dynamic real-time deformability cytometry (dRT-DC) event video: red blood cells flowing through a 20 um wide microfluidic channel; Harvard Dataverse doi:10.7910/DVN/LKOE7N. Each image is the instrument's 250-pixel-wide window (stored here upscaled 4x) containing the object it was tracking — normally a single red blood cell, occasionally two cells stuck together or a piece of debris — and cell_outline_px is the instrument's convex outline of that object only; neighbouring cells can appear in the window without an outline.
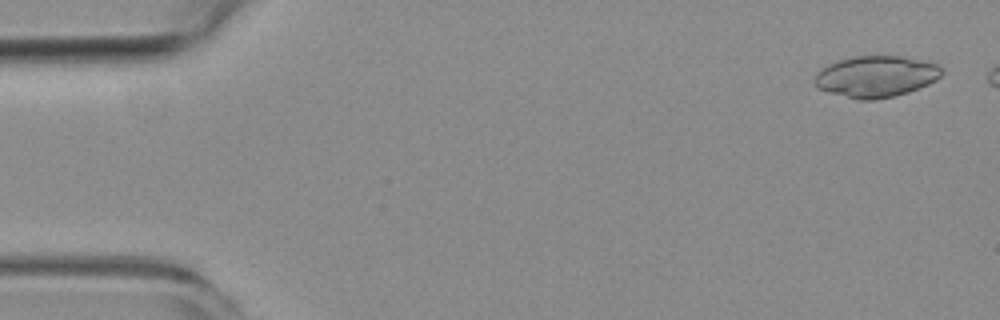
{"species": "common noctule bat (a hibernating species)", "species_latin": "Nyctalus noctula", "temperature_condition": "room temperature", "stored_images_in_passage": 7, "camera_frame_rate_fps": 3000, "um_per_image_px": 0.085, "animal": {"sex": "female", "body_mass_g": 19.3, "forearm_length_mm": 54.1}, "frame": {"image": 1, "passage_image": 1, "time_ms": 0.0, "image_size_px": [1000, 320], "cell_outline_px": [[944, 72], [936, 80], [928, 84], [908, 92], [876, 100], [860, 100], [828, 92], [816, 88], [812, 80], [816, 72], [820, 68], [836, 60], [856, 56], [904, 56], [936, 64]], "centroid_in_image_um": [74.4, 6.5], "position_along_channel_um": 10.6, "area_um2": 30.81}}
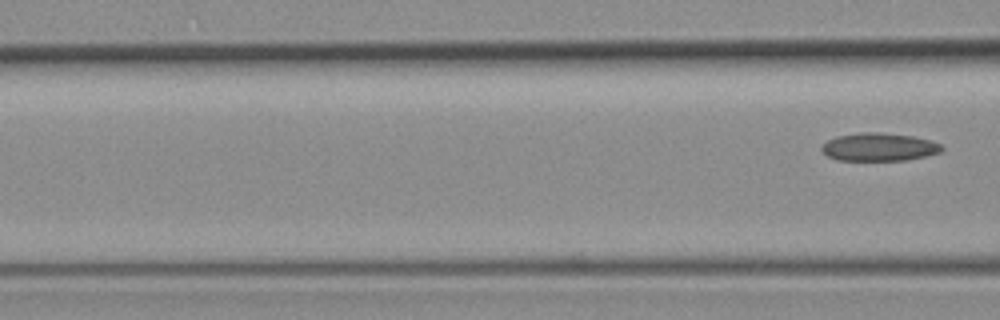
{"frame": {"image": 2, "passage_image": 7, "time_ms": 8.0, "image_size_px": [1000, 320], "cell_outline_px": [[944, 148], [940, 152], [908, 160], [836, 160], [828, 156], [820, 148], [828, 140], [836, 136], [864, 132], [880, 132], [912, 136], [928, 140], [940, 144]], "centroid_in_image_um": [74.7, 12.49], "position_along_channel_um": 91.9, "area_um2": 19.42}}